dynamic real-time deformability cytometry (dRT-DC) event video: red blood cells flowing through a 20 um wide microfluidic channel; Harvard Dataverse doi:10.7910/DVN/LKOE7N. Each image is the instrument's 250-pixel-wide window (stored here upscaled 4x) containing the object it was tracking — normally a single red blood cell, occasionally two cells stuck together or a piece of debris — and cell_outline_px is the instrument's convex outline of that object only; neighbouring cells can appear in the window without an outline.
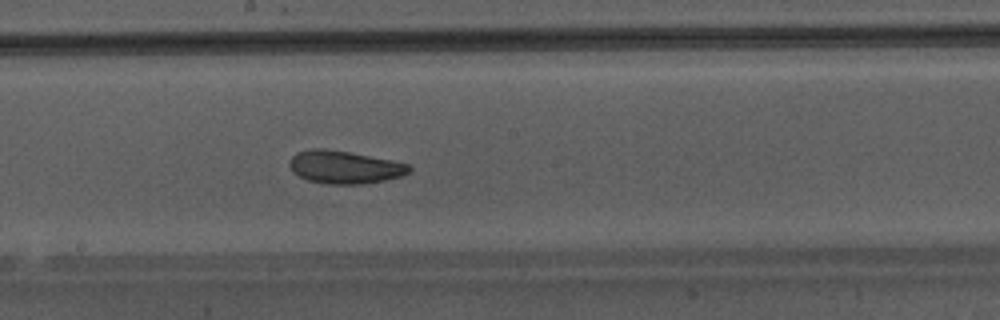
{"species": "Egyptian fruit bat (a non-hibernating species)", "species_latin": "Rousettus aegyptiacus", "temperature_condition": "warm", "stored_images_in_passage": 50, "camera_frame_rate_fps": 3000, "um_per_image_px": 0.085, "animal": {"sex": "male"}, "frame": {"image": 1, "passage_image": 29, "time_ms": 9.333, "image_size_px": [1000, 320], "cell_outline_px": [[412, 172], [400, 176], [384, 180], [364, 184], [324, 184], [308, 180], [292, 172], [288, 164], [288, 160], [296, 152], [312, 148], [324, 148], [348, 152], [392, 160], [408, 164], [412, 168]], "centroid_in_image_um": [29.26, 14.2], "position_along_channel_um": 218.9, "area_um2": 23.06}}